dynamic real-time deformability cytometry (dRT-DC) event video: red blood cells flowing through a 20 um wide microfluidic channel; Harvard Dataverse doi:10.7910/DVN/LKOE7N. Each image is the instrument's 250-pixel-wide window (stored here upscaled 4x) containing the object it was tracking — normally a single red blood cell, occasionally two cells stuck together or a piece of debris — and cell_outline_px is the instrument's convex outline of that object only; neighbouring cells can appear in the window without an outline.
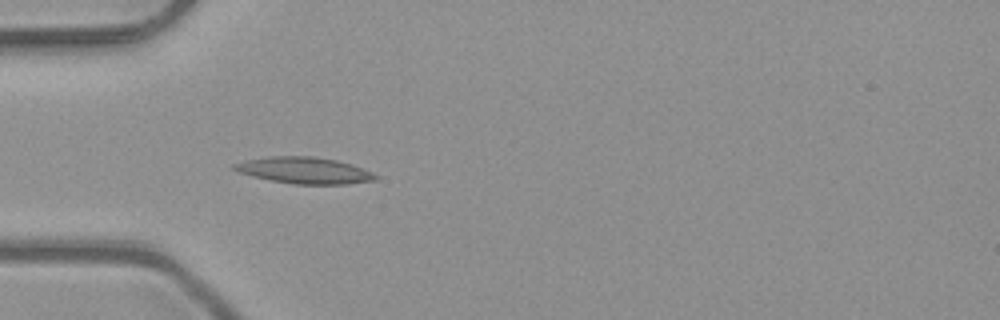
{"species": "common noctule bat (a hibernating species)", "species_latin": "Nyctalus noctula", "temperature_condition": "room temperature", "stored_images_in_passage": 36, "camera_frame_rate_fps": 3000, "um_per_image_px": 0.085, "animal": {"sex": "male", "body_mass_g": 23.1, "forearm_length_mm": 52.7}, "frame": {"image": 1, "passage_image": 1, "time_ms": 0.0, "image_size_px": [1000, 320], "cell_outline_px": [[380, 176], [376, 180], [348, 184], [292, 184], [252, 176], [236, 172], [232, 168], [232, 164], [244, 160], [268, 156], [312, 156], [336, 160], [352, 164], [372, 172]], "centroid_in_image_um": [25.85, 14.48], "position_along_channel_um": 59.1, "area_um2": 21.96}}
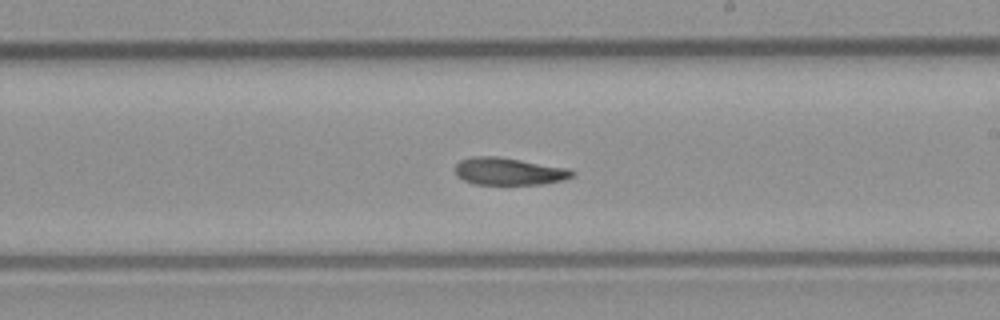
{"frame": {"image": 2, "passage_image": 15, "time_ms": 4.667, "image_size_px": [1000, 320], "cell_outline_px": [[576, 172], [572, 176], [564, 180], [544, 184], [472, 184], [456, 176], [456, 164], [460, 160], [472, 156], [496, 156], [568, 168]], "centroid_in_image_um": [43.24, 14.57], "position_along_channel_um": 245.8, "area_um2": 18.61}}
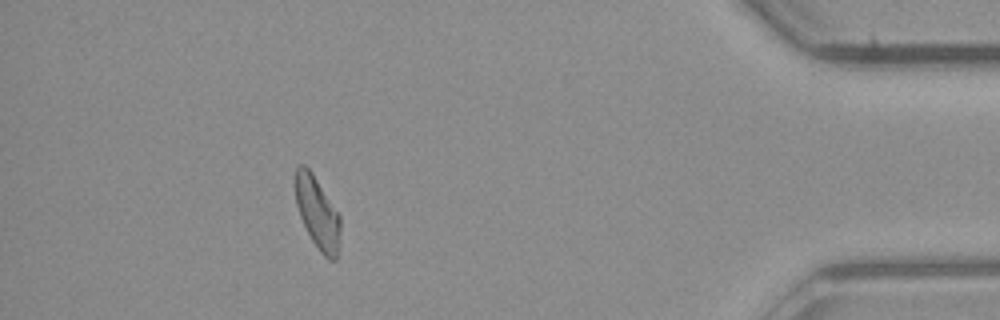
{"frame": {"image": 3, "passage_image": 31, "time_ms": 10.0, "image_size_px": [1000, 320], "cell_outline_px": [[340, 228], [336, 260], [328, 260], [320, 252], [312, 240], [300, 216], [296, 204], [292, 180], [296, 168], [300, 164], [304, 164], [312, 172], [340, 216]], "centroid_in_image_um": [26.93, 18.03], "position_along_channel_um": 408.3, "area_um2": 18.96}, "authors_computed_cell_mechanics": {"area_um2": 19.2185, "velocity_mm_per_s": 4.0681, "shape_relaxation_time_tau1_ms": 8.5259, "shape_relaxation_time_tau2_ms": 8.7243, "deformation_change_tau1": 0.203, "deformation_change_tau2": 0.1821}}